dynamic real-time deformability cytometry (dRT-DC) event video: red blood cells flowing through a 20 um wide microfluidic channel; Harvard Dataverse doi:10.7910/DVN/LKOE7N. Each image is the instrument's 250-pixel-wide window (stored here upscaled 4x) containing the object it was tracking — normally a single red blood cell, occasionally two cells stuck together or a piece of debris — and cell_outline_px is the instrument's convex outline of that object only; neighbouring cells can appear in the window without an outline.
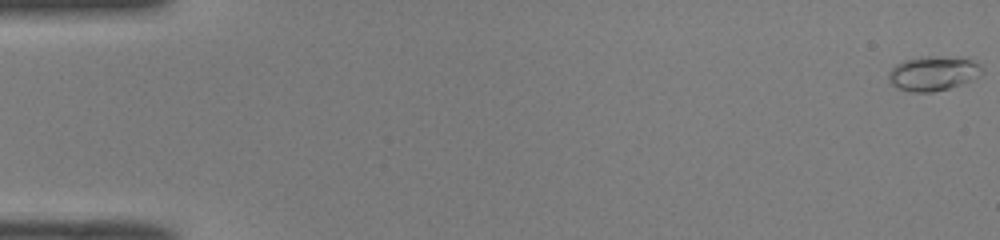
{"species": "common noctule bat (a hibernating species)", "species_latin": "Nyctalus noctula", "temperature_condition": "room temperature", "stored_images_in_passage": 14, "camera_frame_rate_fps": 3000, "um_per_image_px": 0.085, "animal": {"sex": "male", "body_mass_g": 19.0, "forearm_length_mm": 50.8}, "frame": {"image": 1, "passage_image": 1, "time_ms": 0.0, "image_size_px": [1000, 240], "cell_outline_px": [[984, 72], [980, 76], [960, 84], [948, 88], [932, 92], [912, 92], [896, 88], [888, 80], [888, 72], [896, 64], [904, 60], [920, 56], [940, 56], [968, 60], [980, 64], [984, 68]], "centroid_in_image_um": [79.29, 6.24], "position_along_channel_um": 5.7, "area_um2": 18.79}}